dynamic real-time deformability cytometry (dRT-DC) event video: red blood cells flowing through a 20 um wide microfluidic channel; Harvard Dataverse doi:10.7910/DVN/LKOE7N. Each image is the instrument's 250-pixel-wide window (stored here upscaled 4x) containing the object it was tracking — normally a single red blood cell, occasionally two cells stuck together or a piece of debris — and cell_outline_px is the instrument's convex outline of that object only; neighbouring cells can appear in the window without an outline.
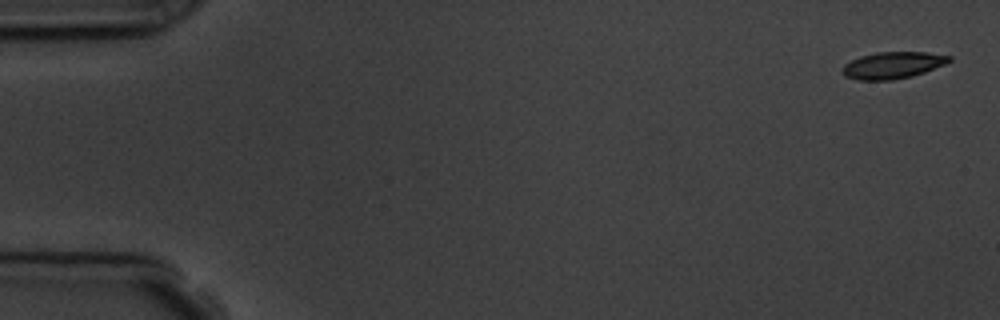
{"species": "common noctule bat (a hibernating species)", "species_latin": "Nyctalus noctula", "temperature_condition": "room temperature", "stored_images_in_passage": 5, "camera_frame_rate_fps": 3000, "um_per_image_px": 0.085, "animal": {"sex": "male", "body_mass_g": 19.5, "forearm_length_mm": 54.6}, "frame": {"image": 1, "passage_image": 1, "time_ms": 0.0, "image_size_px": [1000, 320], "cell_outline_px": [[952, 60], [944, 64], [924, 72], [912, 76], [892, 80], [856, 80], [844, 76], [840, 68], [844, 64], [860, 56], [876, 52], [924, 52], [952, 56]], "centroid_in_image_um": [75.84, 5.55], "position_along_channel_um": 9.2, "area_um2": 16.7}}
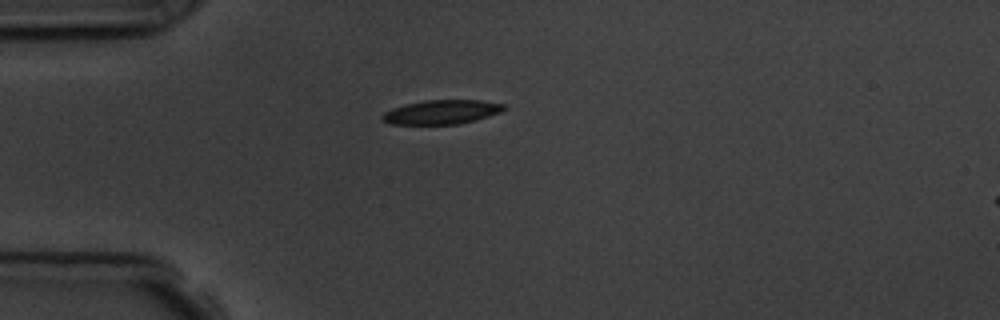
{"frame": {"image": 2, "passage_image": 5, "time_ms": 4.333, "image_size_px": [1000, 320], "cell_outline_px": [[508, 108], [500, 112], [476, 120], [460, 124], [392, 124], [384, 120], [380, 116], [384, 112], [392, 108], [404, 104], [424, 100], [480, 100], [504, 104]], "centroid_in_image_um": [37.55, 9.52], "position_along_channel_um": 47.5, "area_um2": 17.17}}